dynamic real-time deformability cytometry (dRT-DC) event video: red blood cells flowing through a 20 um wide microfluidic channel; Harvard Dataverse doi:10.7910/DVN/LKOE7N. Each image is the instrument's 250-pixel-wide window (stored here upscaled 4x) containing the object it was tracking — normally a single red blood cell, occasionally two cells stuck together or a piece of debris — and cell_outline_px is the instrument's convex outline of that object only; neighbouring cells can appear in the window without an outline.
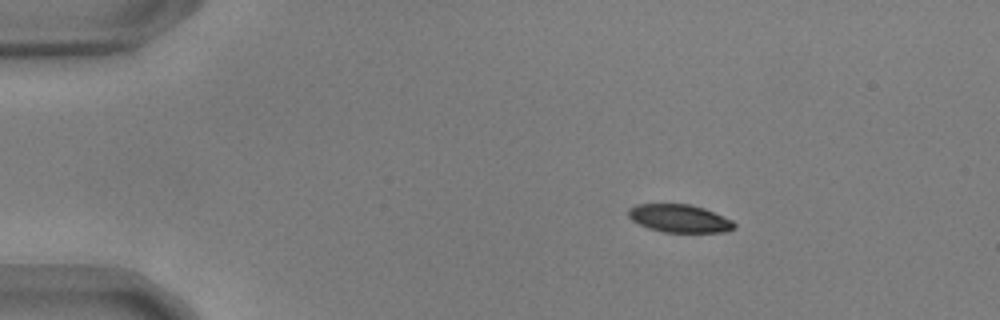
{"species": "common noctule bat (a hibernating species)", "species_latin": "Nyctalus noctula", "temperature_condition": "warm", "stored_images_in_passage": 47, "camera_frame_rate_fps": 3000, "um_per_image_px": 0.085, "animal": {"sex": "male", "body_mass_g": 17.9, "forearm_length_mm": 54.2}, "frame": {"image": 1, "passage_image": 1, "time_ms": 0.0, "image_size_px": [1000, 320], "cell_outline_px": [[736, 228], [728, 232], [664, 232], [648, 228], [632, 220], [628, 216], [628, 208], [636, 204], [688, 204], [704, 208], [732, 220], [736, 224]], "centroid_in_image_um": [57.77, 18.57], "position_along_channel_um": 27.2, "area_um2": 17.28}}
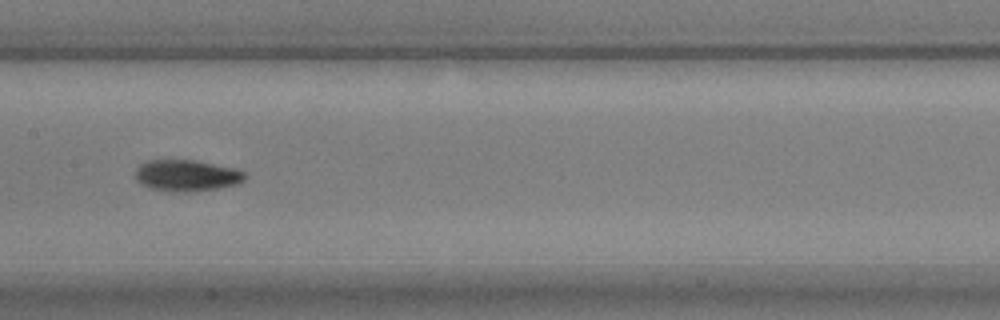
{"frame": {"image": 2, "passage_image": 20, "time_ms": 6.333, "image_size_px": [1000, 320], "cell_outline_px": [[248, 176], [244, 180], [236, 184], [220, 188], [196, 192], [168, 192], [148, 188], [140, 184], [136, 180], [136, 168], [140, 164], [148, 160], [196, 160], [236, 168], [248, 172]], "centroid_in_image_um": [15.9, 14.93], "position_along_channel_um": 191.5, "area_um2": 20.63}}
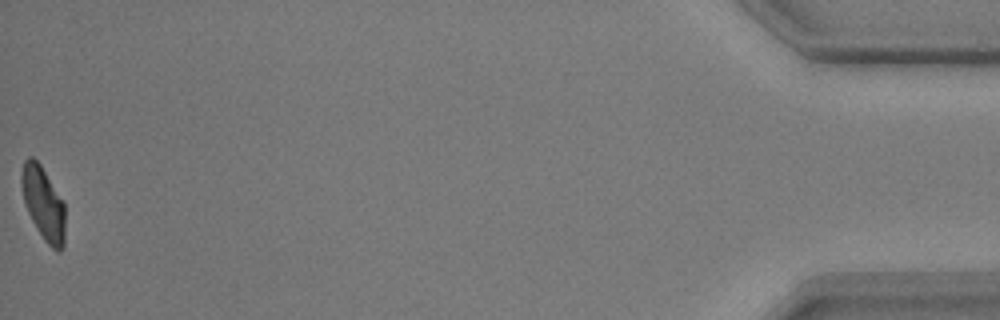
{"frame": {"image": 3, "passage_image": 47, "time_ms": 15.333, "image_size_px": [1000, 320], "cell_outline_px": [[64, 244], [60, 252], [56, 252], [44, 240], [36, 228], [24, 204], [20, 184], [20, 172], [24, 160], [28, 156], [32, 156], [40, 164], [64, 204]], "centroid_in_image_um": [3.64, 17.28], "position_along_channel_um": 431.6, "area_um2": 18.61}, "authors_computed_cell_mechanics": {"area_um2": 19.4786, "velocity_mm_per_s": 3.6883, "shape_relaxation_time_tau1_ms": null, "shape_relaxation_time_tau2_ms": 3.5368, "deformation_change_tau1": null, "deformation_change_tau2": 0.0748}}